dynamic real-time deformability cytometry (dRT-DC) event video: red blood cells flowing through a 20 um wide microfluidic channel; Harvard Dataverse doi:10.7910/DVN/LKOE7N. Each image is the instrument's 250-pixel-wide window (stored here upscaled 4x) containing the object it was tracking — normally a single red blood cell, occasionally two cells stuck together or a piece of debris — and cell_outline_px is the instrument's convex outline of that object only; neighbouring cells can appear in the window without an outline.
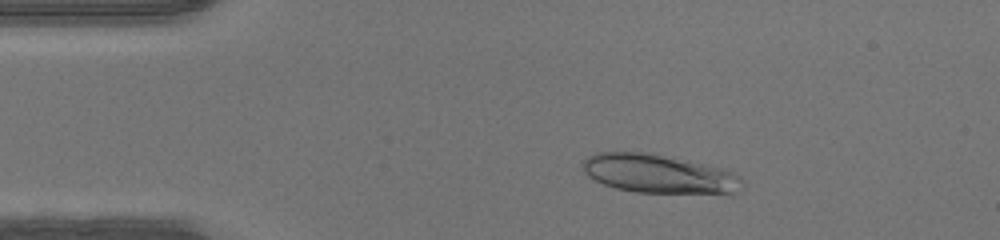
{"species": "human", "species_latin": "Homo sapiens", "temperature_condition": "warm", "stored_images_in_passage": 44, "camera_frame_rate_fps": 3000, "um_per_image_px": 0.085, "donor": {"sex": "male"}, "frame": {"image": 1, "passage_image": 6, "time_ms": 1.667, "image_size_px": [1000, 240], "cell_outline_px": [[744, 184], [736, 192], [636, 192], [616, 188], [604, 184], [588, 176], [580, 168], [584, 160], [588, 156], [596, 152], [648, 152], [688, 160], [720, 168], [732, 172], [740, 176]], "centroid_in_image_um": [55.93, 14.75], "position_along_channel_um": 29.1, "area_um2": 35.6}}
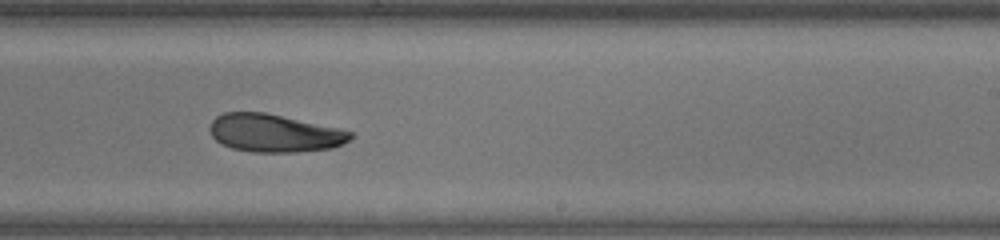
{"frame": {"image": 2, "passage_image": 26, "time_ms": 8.333, "image_size_px": [1000, 240], "cell_outline_px": [[352, 136], [348, 140], [332, 148], [296, 152], [252, 152], [232, 148], [216, 140], [212, 136], [208, 128], [212, 120], [216, 116], [224, 112], [264, 112], [340, 128], [352, 132]], "centroid_in_image_um": [23.29, 11.31], "position_along_channel_um": 265.7, "area_um2": 30.98}}
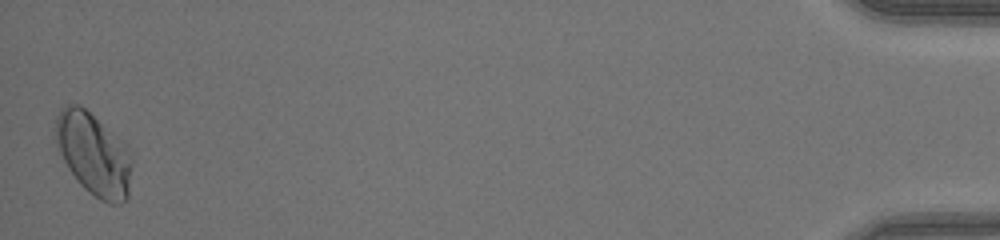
{"frame": {"image": 3, "passage_image": 44, "time_ms": 14.333, "image_size_px": [1000, 240], "cell_outline_px": [[132, 164], [128, 196], [120, 204], [108, 204], [100, 200], [88, 192], [76, 180], [68, 168], [60, 152], [56, 140], [56, 116], [60, 108], [68, 104], [80, 104], [120, 140], [128, 148], [132, 160]], "centroid_in_image_um": [7.96, 13.13], "position_along_channel_um": 427.2, "area_um2": 36.36}}